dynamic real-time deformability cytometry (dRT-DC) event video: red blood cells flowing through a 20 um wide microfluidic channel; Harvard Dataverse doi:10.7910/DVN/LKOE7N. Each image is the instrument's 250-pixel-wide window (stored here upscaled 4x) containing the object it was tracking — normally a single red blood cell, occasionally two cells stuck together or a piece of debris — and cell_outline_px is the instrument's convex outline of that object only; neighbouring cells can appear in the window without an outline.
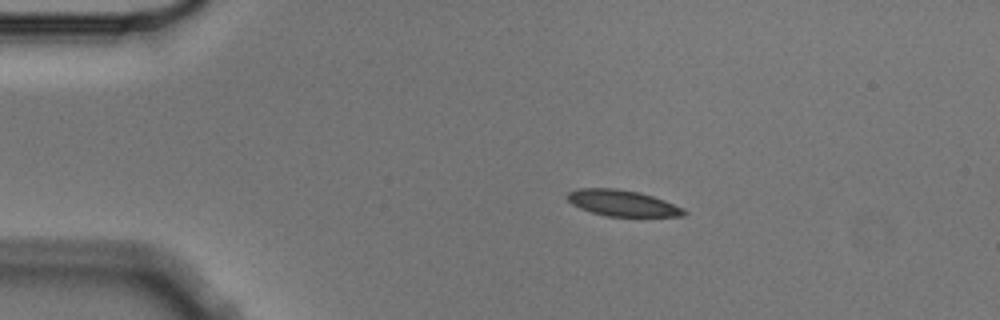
{"species": "Egyptian fruit bat (a non-hibernating species)", "species_latin": "Rousettus aegyptiacus", "temperature_condition": "cold", "stored_images_in_passage": 4, "camera_frame_rate_fps": 3000, "um_per_image_px": 0.085, "animal": {"sex": "male"}, "frame": {"image": 1, "passage_image": 3, "time_ms": 0.667, "image_size_px": [1000, 320], "cell_outline_px": [[688, 212], [684, 216], [604, 216], [580, 208], [572, 204], [564, 196], [568, 192], [576, 188], [616, 188], [640, 192], [664, 200], [684, 208]], "centroid_in_image_um": [52.88, 17.25], "position_along_channel_um": 32.1, "area_um2": 17.86}}